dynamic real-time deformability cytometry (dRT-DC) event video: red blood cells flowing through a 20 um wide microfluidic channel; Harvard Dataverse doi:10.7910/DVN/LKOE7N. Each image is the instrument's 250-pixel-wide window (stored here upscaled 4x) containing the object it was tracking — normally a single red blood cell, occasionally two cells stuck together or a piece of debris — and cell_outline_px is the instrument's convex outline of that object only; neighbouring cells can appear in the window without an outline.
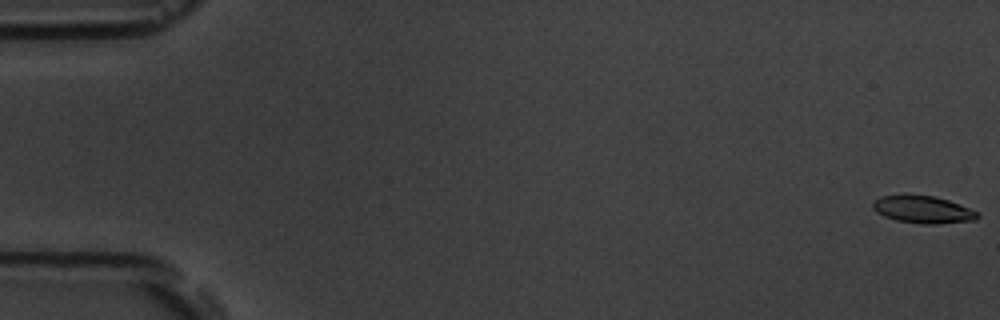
{"species": "common noctule bat (a hibernating species)", "species_latin": "Nyctalus noctula", "temperature_condition": "room temperature", "stored_images_in_passage": 7, "camera_frame_rate_fps": 3000, "um_per_image_px": 0.085, "animal": {"sex": "male", "body_mass_g": 19.5, "forearm_length_mm": 54.6}, "frame": {"image": 1, "passage_image": 1, "time_ms": 0.0, "image_size_px": [1000, 320], "cell_outline_px": [[980, 216], [976, 220], [936, 224], [920, 224], [896, 220], [884, 216], [876, 212], [872, 208], [872, 204], [880, 196], [904, 192], [936, 196], [960, 204], [976, 212]], "centroid_in_image_um": [78.39, 17.77], "position_along_channel_um": 6.6, "area_um2": 17.22}}
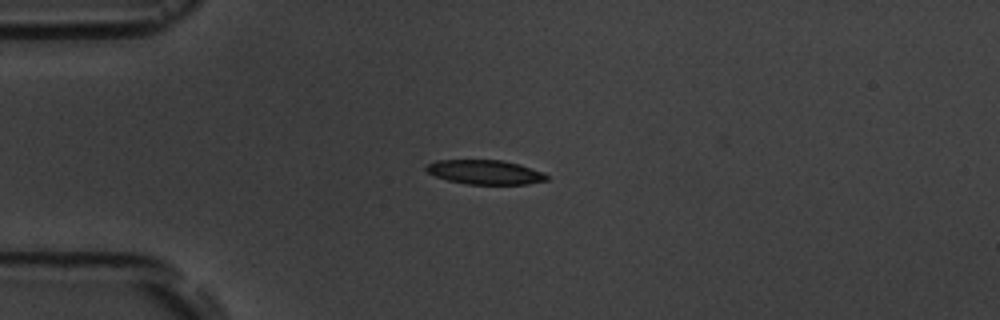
{"frame": {"image": 2, "passage_image": 5, "time_ms": 4.667, "image_size_px": [1000, 320], "cell_outline_px": [[548, 180], [528, 184], [468, 184], [448, 180], [436, 176], [428, 172], [424, 168], [428, 164], [436, 160], [500, 160], [520, 164], [540, 172], [548, 176]], "centroid_in_image_um": [41.21, 14.63], "position_along_channel_um": 43.8, "area_um2": 16.88}}
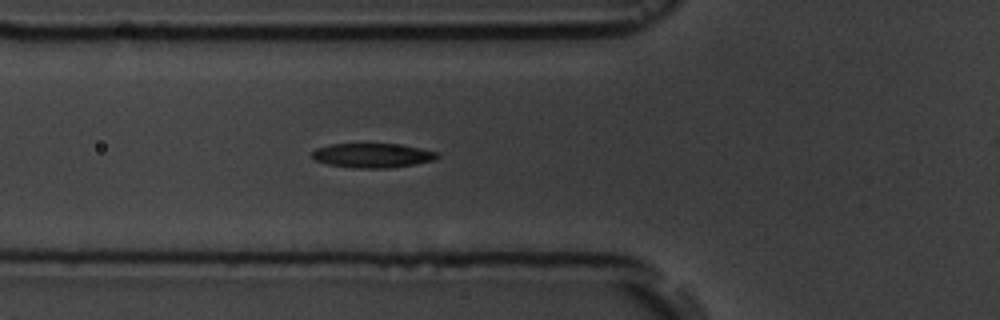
{"frame": {"image": 3, "passage_image": 7, "time_ms": 6.667, "image_size_px": [1000, 320], "cell_outline_px": [[440, 156], [432, 160], [392, 168], [352, 168], [328, 164], [316, 160], [312, 156], [312, 152], [316, 148], [328, 144], [400, 144], [420, 148], [436, 152]], "centroid_in_image_um": [31.63, 13.21], "position_along_channel_um": 94.2, "area_um2": 17.69}}